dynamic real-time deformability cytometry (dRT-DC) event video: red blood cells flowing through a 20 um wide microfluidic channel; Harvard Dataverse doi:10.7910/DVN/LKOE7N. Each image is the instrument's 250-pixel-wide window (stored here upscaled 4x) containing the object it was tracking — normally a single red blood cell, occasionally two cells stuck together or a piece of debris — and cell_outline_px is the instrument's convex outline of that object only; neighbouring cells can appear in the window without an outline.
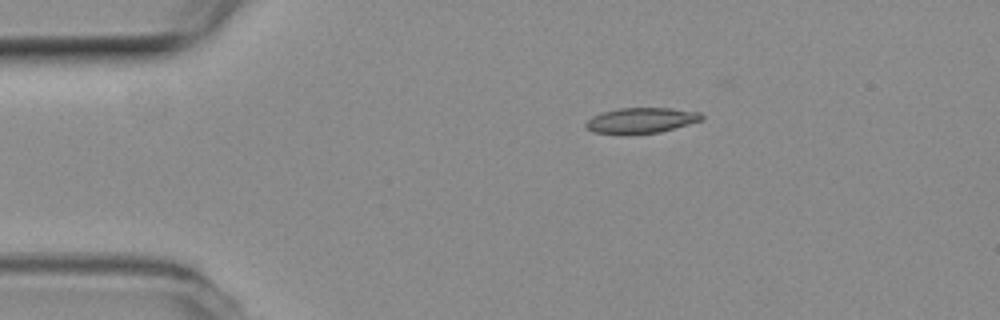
{"species": "common noctule bat (a hibernating species)", "species_latin": "Nyctalus noctula", "temperature_condition": "room temperature", "stored_images_in_passage": 2, "camera_frame_rate_fps": 3000, "um_per_image_px": 0.085, "animal": {"sex": "female", "body_mass_g": 19.3, "forearm_length_mm": 54.1}, "frame": {"image": 1, "passage_image": 1, "time_ms": 0.0, "image_size_px": [1000, 320], "cell_outline_px": [[704, 120], [660, 132], [624, 136], [592, 132], [584, 124], [592, 116], [604, 112], [620, 108], [672, 108], [700, 112], [704, 116]], "centroid_in_image_um": [54.5, 10.26], "position_along_channel_um": 30.5, "area_um2": 17.63}}